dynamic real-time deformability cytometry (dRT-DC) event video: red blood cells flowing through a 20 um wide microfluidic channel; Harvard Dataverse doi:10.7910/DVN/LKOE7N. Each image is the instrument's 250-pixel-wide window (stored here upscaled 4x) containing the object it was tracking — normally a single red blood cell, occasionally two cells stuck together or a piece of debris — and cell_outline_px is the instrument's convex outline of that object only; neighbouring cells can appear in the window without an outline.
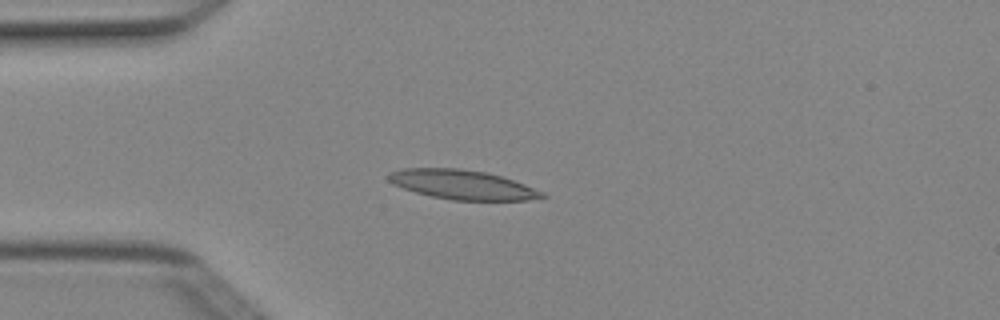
{"species": "Egyptian fruit bat (a non-hibernating species)", "species_latin": "Rousettus aegyptiacus", "temperature_condition": "cold", "stored_images_in_passage": 4, "camera_frame_rate_fps": 3000, "um_per_image_px": 0.085, "animal": {"sex": "female"}, "frame": {"image": 1, "passage_image": 4, "time_ms": 1.0, "image_size_px": [1000, 320], "cell_outline_px": [[548, 196], [528, 200], [452, 200], [432, 196], [416, 192], [392, 184], [388, 180], [388, 172], [404, 168], [460, 168], [488, 172], [524, 184], [544, 192]], "centroid_in_image_um": [39.29, 15.69], "position_along_channel_um": 45.7, "area_um2": 26.24}}